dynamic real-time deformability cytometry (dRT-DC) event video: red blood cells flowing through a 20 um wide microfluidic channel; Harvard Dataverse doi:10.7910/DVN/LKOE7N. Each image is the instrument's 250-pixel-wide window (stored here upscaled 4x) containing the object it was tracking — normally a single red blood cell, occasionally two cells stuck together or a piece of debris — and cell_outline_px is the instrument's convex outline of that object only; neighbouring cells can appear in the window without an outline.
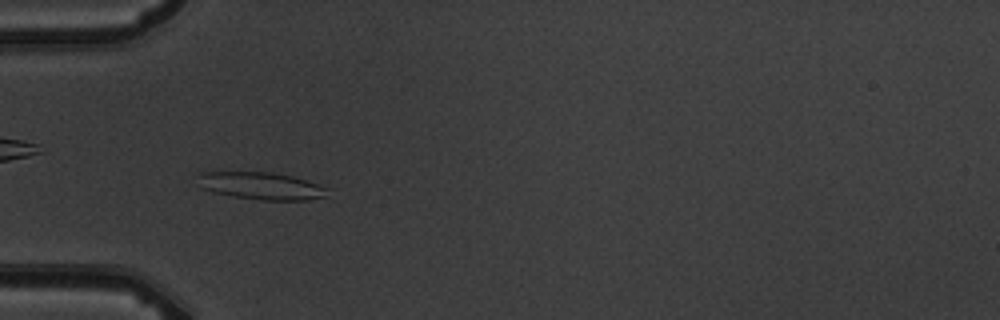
{"species": "common noctule bat (a hibernating species)", "species_latin": "Nyctalus noctula", "temperature_condition": "warm", "stored_images_in_passage": 10, "camera_frame_rate_fps": 3000, "um_per_image_px": 0.085, "animal": {"sex": "male", "body_mass_g": 19.5, "forearm_length_mm": 54.6}, "frame": {"image": 1, "passage_image": 6, "time_ms": 5.667, "image_size_px": [1000, 320], "cell_outline_px": [[328, 188], [324, 196], [308, 200], [260, 200], [232, 196], [212, 192], [200, 188], [196, 176], [200, 172], [212, 168], [272, 172], [292, 176]], "centroid_in_image_um": [21.98, 15.73], "position_along_channel_um": 63.0, "area_um2": 21.68}}
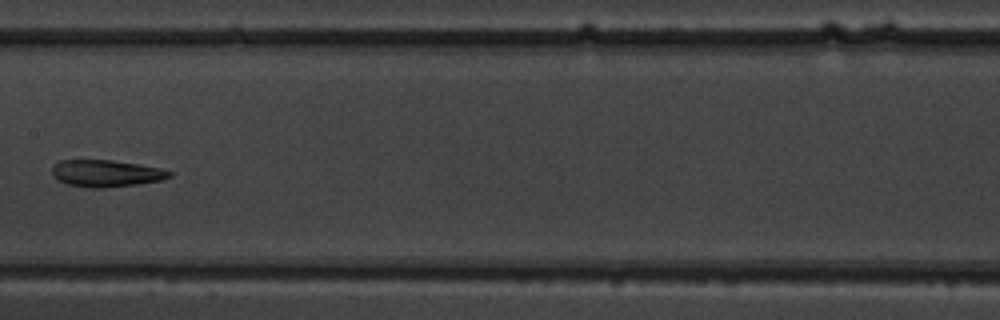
{"frame": {"image": 2, "passage_image": 9, "time_ms": 9.333, "image_size_px": [1000, 320], "cell_outline_px": [[172, 176], [160, 180], [136, 184], [104, 188], [88, 188], [68, 184], [52, 176], [52, 168], [60, 160], [112, 160], [160, 168], [172, 172]], "centroid_in_image_um": [9.0, 14.74], "position_along_channel_um": 198.4, "area_um2": 18.21}}
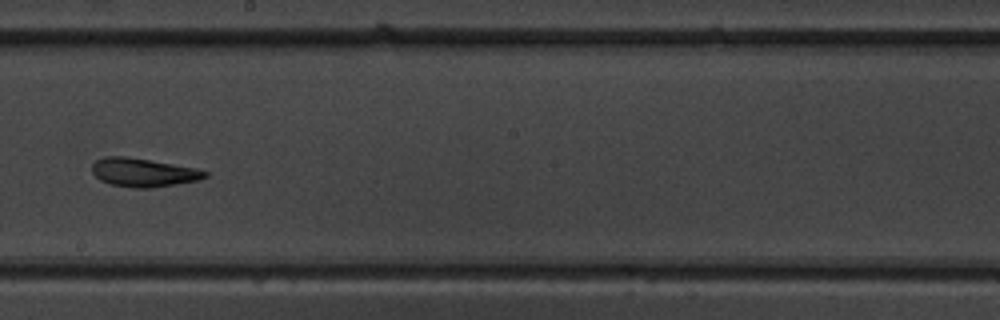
{"frame": {"image": 3, "passage_image": 10, "time_ms": 10.333, "image_size_px": [1000, 320], "cell_outline_px": [[208, 176], [200, 180], [152, 188], [132, 188], [112, 184], [100, 180], [92, 172], [92, 164], [96, 160], [104, 156], [128, 156], [196, 168], [208, 172]], "centroid_in_image_um": [12.19, 14.65], "position_along_channel_um": 236.0, "area_um2": 18.9}}